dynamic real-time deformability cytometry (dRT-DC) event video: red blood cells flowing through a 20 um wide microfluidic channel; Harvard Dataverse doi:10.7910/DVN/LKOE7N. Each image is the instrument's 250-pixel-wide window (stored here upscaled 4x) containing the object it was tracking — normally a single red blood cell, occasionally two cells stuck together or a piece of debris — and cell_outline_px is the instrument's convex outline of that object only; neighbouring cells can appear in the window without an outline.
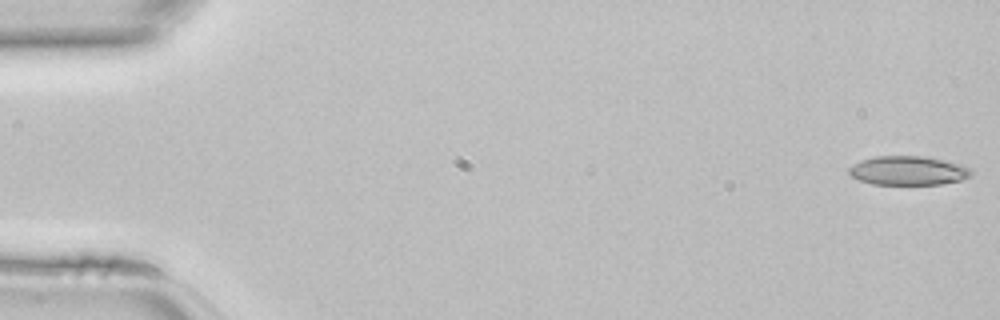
{"species": "common noctule bat (a hibernating species)", "species_latin": "Nyctalus noctula", "temperature_condition": "room temperature", "stored_images_in_passage": 45, "camera_frame_rate_fps": 3000, "um_per_image_px": 0.085, "animal": {"sex": "female", "body_mass_g": 22.7, "forearm_length_mm": 54.2}, "frame": {"image": 1, "passage_image": 1, "time_ms": 0.0, "image_size_px": [1000, 320], "cell_outline_px": [[972, 176], [960, 180], [940, 184], [872, 184], [860, 180], [852, 176], [848, 172], [848, 168], [852, 164], [876, 156], [924, 156], [944, 160], [960, 164], [972, 168]], "centroid_in_image_um": [77.22, 14.5], "position_along_channel_um": 7.8, "area_um2": 20.63}}
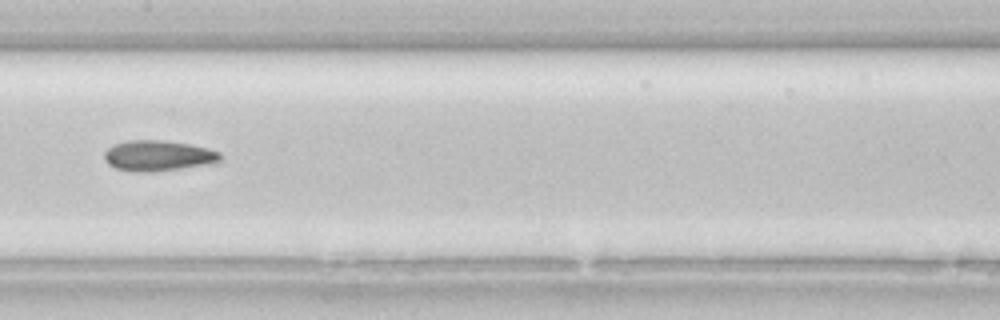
{"frame": {"image": 2, "passage_image": 23, "time_ms": 7.333, "image_size_px": [1000, 320], "cell_outline_px": [[220, 160], [208, 164], [152, 172], [144, 172], [116, 168], [108, 164], [104, 160], [104, 152], [108, 148], [116, 144], [128, 140], [160, 140], [188, 144], [208, 148], [220, 152]], "centroid_in_image_um": [13.42, 13.23], "position_along_channel_um": 194.0, "area_um2": 20.35}}
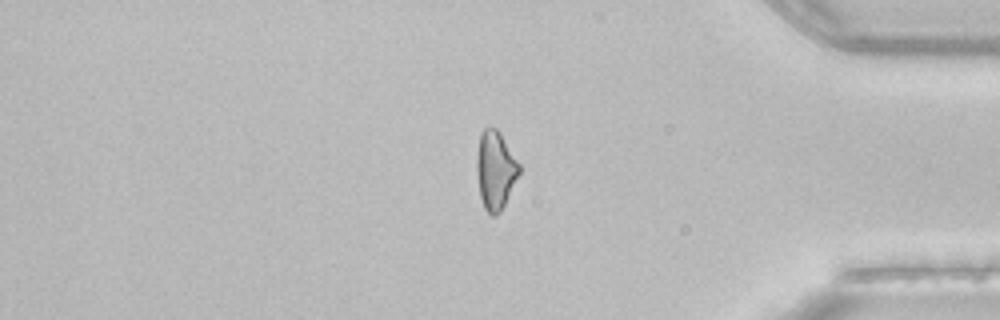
{"frame": {"image": 3, "passage_image": 38, "time_ms": 12.333, "image_size_px": [1000, 320], "cell_outline_px": [[520, 172], [500, 212], [496, 216], [492, 216], [484, 208], [480, 196], [476, 172], [476, 156], [480, 136], [484, 128], [496, 128], [500, 132], [520, 164]], "centroid_in_image_um": [42.1, 14.46], "position_along_channel_um": 393.1, "area_um2": 19.31}}